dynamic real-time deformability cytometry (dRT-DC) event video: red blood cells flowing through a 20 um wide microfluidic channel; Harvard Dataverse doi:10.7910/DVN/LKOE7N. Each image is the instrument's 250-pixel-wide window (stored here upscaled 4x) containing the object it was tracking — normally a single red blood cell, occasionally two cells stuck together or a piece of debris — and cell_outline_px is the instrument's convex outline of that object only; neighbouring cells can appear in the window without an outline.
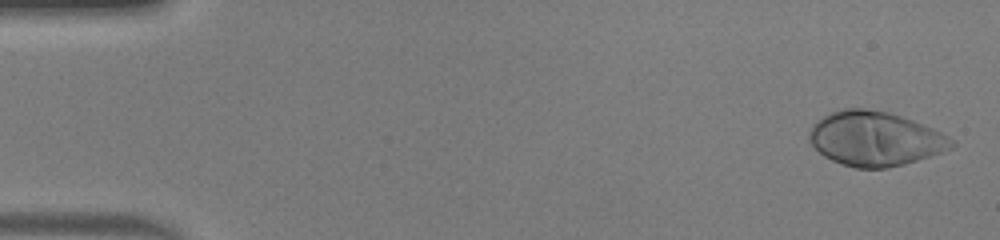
{"species": "human", "species_latin": "Homo sapiens", "temperature_condition": "warm", "stored_images_in_passage": 50, "camera_frame_rate_fps": 3000, "um_per_image_px": 0.085, "donor": {"sex": "male"}, "frame": {"image": 1, "passage_image": 2, "time_ms": 0.333, "image_size_px": [1000, 240], "cell_outline_px": [[956, 144], [952, 148], [904, 164], [888, 168], [856, 168], [840, 164], [824, 156], [808, 140], [808, 136], [812, 124], [816, 120], [828, 112], [844, 108], [864, 108], [888, 112], [912, 120], [932, 128], [956, 140]], "centroid_in_image_um": [74.35, 11.78], "position_along_channel_um": 10.7, "area_um2": 45.14}}
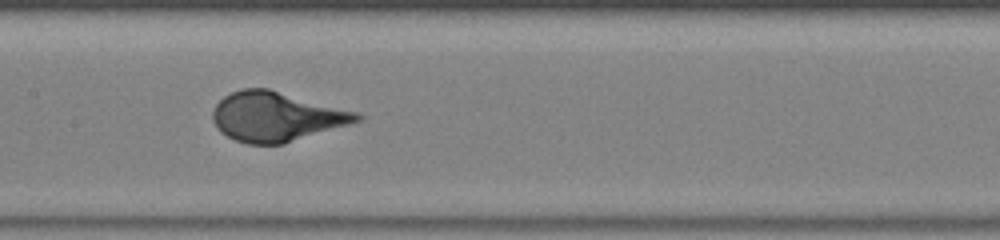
{"frame": {"image": 2, "passage_image": 25, "time_ms": 8.0, "image_size_px": [1000, 240], "cell_outline_px": [[364, 116], [360, 120], [348, 124], [284, 144], [248, 144], [236, 140], [220, 132], [212, 120], [212, 112], [216, 104], [224, 96], [232, 92], [244, 88], [268, 88], [360, 112]], "centroid_in_image_um": [23.49, 9.9], "position_along_channel_um": 183.9, "area_um2": 41.56}}
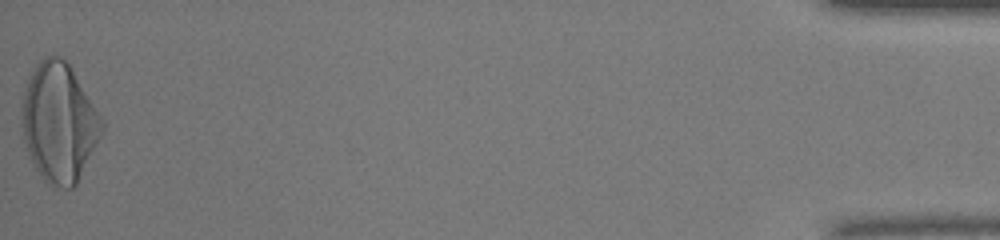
{"frame": {"image": 3, "passage_image": 50, "time_ms": 16.333, "image_size_px": [1000, 240], "cell_outline_px": [[104, 128], [76, 184], [72, 188], [52, 188], [40, 176], [28, 152], [24, 140], [20, 108], [28, 72], [44, 56], [60, 56], [72, 68], [104, 120]], "centroid_in_image_um": [4.99, 10.38], "position_along_channel_um": 430.2, "area_um2": 55.72}}